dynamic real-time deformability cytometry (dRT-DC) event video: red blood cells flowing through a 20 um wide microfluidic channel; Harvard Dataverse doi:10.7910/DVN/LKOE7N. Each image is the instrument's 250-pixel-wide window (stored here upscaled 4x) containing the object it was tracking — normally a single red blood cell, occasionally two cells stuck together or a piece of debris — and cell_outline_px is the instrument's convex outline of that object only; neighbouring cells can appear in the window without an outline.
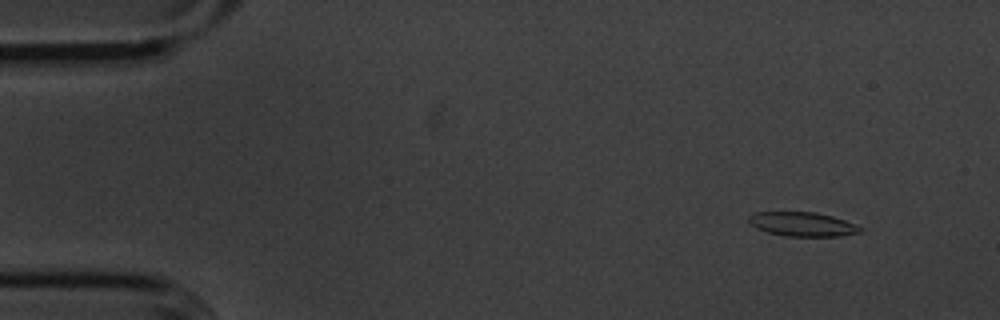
{"species": "common noctule bat (a hibernating species)", "species_latin": "Nyctalus noctula", "temperature_condition": "cold", "stored_images_in_passage": 14, "camera_frame_rate_fps": 3000, "um_per_image_px": 0.085, "animal": {"sex": "male", "body_mass_g": 20.1, "forearm_length_mm": 53.5}, "frame": {"image": 1, "passage_image": 5, "time_ms": 1.333, "image_size_px": [1000, 320], "cell_outline_px": [[864, 228], [860, 232], [840, 236], [788, 236], [768, 232], [756, 228], [748, 224], [748, 216], [756, 212], [816, 212], [832, 216], [844, 220]], "centroid_in_image_um": [68.18, 19.05], "position_along_channel_um": 16.8, "area_um2": 15.66}}